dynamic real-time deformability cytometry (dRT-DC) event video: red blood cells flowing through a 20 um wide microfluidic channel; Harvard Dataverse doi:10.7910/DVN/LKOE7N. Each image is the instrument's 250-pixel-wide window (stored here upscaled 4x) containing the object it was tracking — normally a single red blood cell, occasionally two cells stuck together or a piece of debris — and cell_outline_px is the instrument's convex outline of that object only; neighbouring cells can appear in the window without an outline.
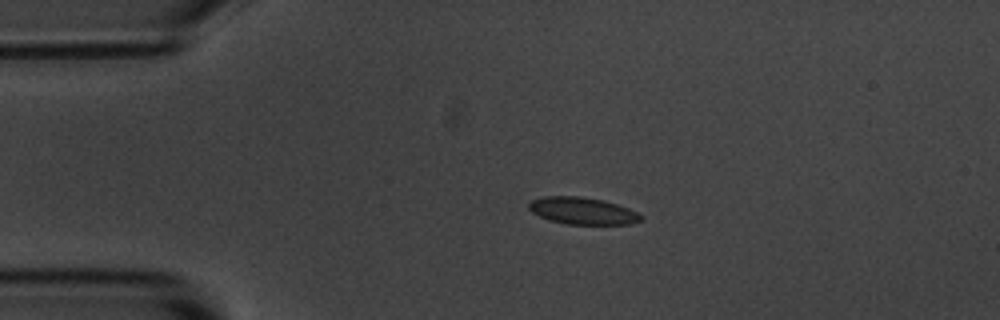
{"species": "common noctule bat (a hibernating species)", "species_latin": "Nyctalus noctula", "temperature_condition": "room temperature", "stored_images_in_passage": 4, "camera_frame_rate_fps": 3000, "um_per_image_px": 0.085, "animal": {"sex": "male", "body_mass_g": 20.1, "forearm_length_mm": 53.5}, "frame": {"image": 1, "passage_image": 3, "time_ms": 2.333, "image_size_px": [1000, 320], "cell_outline_px": [[644, 216], [640, 220], [632, 224], [568, 224], [548, 220], [532, 212], [528, 208], [528, 204], [532, 200], [544, 196], [580, 196], [604, 200], [628, 208]], "centroid_in_image_um": [49.5, 17.92], "position_along_channel_um": 35.5, "area_um2": 17.63}}